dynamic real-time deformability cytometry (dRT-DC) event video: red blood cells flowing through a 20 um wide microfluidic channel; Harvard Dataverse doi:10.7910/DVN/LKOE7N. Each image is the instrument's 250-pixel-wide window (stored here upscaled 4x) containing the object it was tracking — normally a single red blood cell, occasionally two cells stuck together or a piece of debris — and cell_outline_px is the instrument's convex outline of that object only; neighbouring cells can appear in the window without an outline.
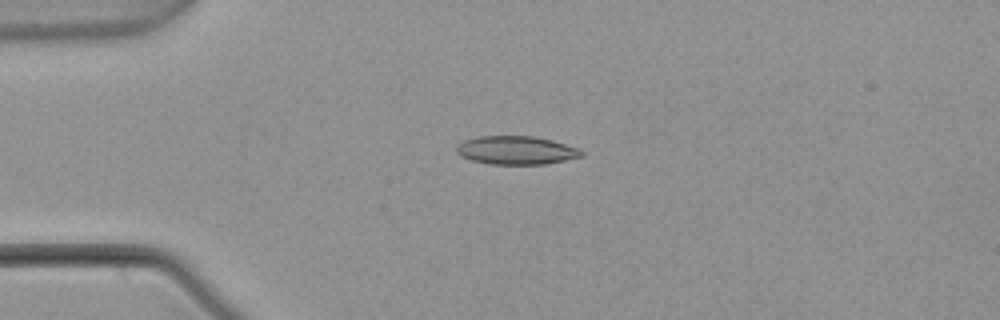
{"species": "common noctule bat (a hibernating species)", "species_latin": "Nyctalus noctula", "temperature_condition": "warm", "stored_images_in_passage": 5, "camera_frame_rate_fps": 3000, "um_per_image_px": 0.085, "animal": {"sex": "male", "body_mass_g": 21.5, "forearm_length_mm": 52.0}, "frame": {"image": 1, "passage_image": 4, "time_ms": 1.0, "image_size_px": [1000, 320], "cell_outline_px": [[584, 156], [544, 164], [488, 164], [472, 160], [460, 156], [456, 152], [456, 144], [464, 140], [476, 136], [532, 136], [552, 140], [576, 148], [584, 152]], "centroid_in_image_um": [43.82, 12.77], "position_along_channel_um": 41.2, "area_um2": 20.69}}